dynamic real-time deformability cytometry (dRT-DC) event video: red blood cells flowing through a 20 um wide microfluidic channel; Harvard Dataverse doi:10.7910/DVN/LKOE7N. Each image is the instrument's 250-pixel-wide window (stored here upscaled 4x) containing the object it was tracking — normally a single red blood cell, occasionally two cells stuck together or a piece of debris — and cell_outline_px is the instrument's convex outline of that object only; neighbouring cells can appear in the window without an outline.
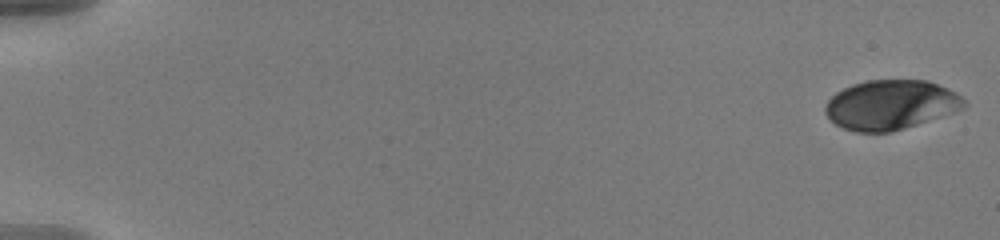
{"species": "human", "species_latin": "Homo sapiens", "temperature_condition": "warm", "stored_images_in_passage": 57, "camera_frame_rate_fps": 3000, "um_per_image_px": 0.085, "donor": {"sex": "male"}, "frame": {"image": 1, "passage_image": 1, "time_ms": 0.0, "image_size_px": [1000, 240], "cell_outline_px": [[968, 104], [964, 108], [956, 112], [892, 132], [856, 132], [844, 128], [836, 124], [824, 112], [824, 108], [828, 100], [836, 92], [852, 84], [868, 80], [928, 80], [948, 88], [956, 92]], "centroid_in_image_um": [75.74, 8.91], "position_along_channel_um": 9.3, "area_um2": 40.23}}
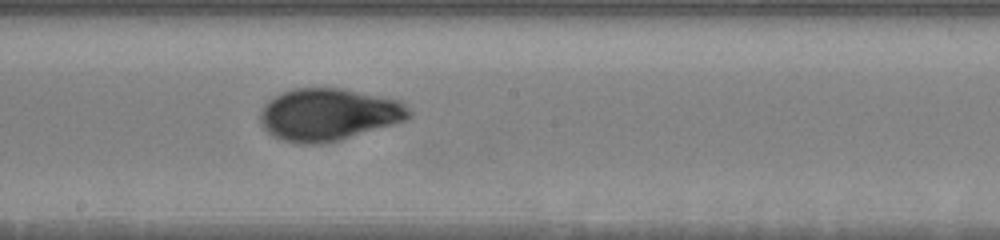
{"frame": {"image": 2, "passage_image": 33, "time_ms": 10.667, "image_size_px": [1000, 240], "cell_outline_px": [[412, 116], [408, 120], [340, 140], [320, 144], [300, 144], [284, 140], [272, 136], [260, 124], [260, 112], [264, 104], [268, 100], [280, 92], [292, 88], [340, 88], [384, 96], [400, 100], [412, 112]], "centroid_in_image_um": [27.93, 9.73], "position_along_channel_um": 220.3, "area_um2": 45.78}}
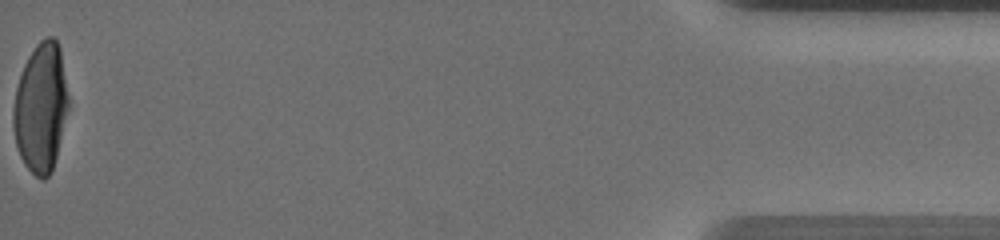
{"frame": {"image": 3, "passage_image": 57, "time_ms": 18.667, "image_size_px": [1000, 240], "cell_outline_px": [[68, 108], [56, 156], [52, 168], [48, 176], [44, 180], [36, 176], [24, 164], [20, 156], [16, 144], [12, 124], [12, 108], [16, 88], [24, 64], [28, 56], [36, 44], [44, 36], [52, 36], [56, 40], [60, 48], [68, 96]], "centroid_in_image_um": [3.45, 9.12], "position_along_channel_um": 431.8, "area_um2": 41.33}, "authors_computed_cell_mechanics": {"area_um2": 42.5986, "velocity_mm_per_s": 3.6531, "shape_relaxation_time_tau1_ms": 6.0332, "shape_relaxation_time_tau2_ms": 1.0572, "deformation_change_tau1": 0.2003, "deformation_change_tau2": 0.0464}}